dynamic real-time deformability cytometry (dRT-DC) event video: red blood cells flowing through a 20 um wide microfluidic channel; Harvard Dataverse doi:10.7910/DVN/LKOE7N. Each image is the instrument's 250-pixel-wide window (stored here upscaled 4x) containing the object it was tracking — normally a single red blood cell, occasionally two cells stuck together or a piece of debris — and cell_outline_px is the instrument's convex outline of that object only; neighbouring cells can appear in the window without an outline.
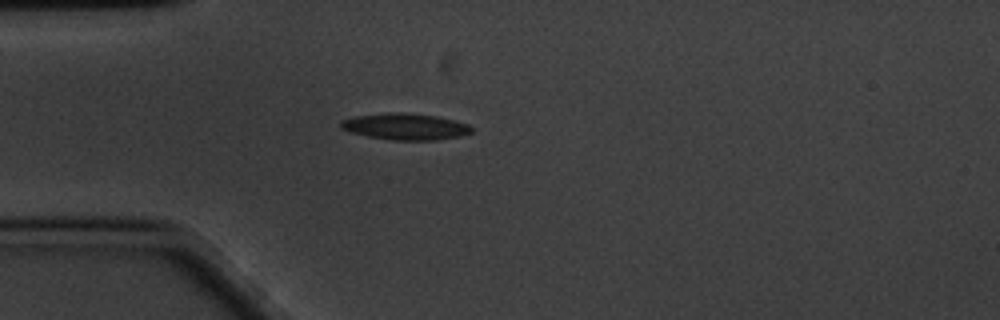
{"species": "common noctule bat (a hibernating species)", "species_latin": "Nyctalus noctula", "temperature_condition": "cold", "stored_images_in_passage": 44, "camera_frame_rate_fps": 3000, "um_per_image_px": 0.085, "animal": {"sex": "male", "body_mass_g": 20.1, "forearm_length_mm": 53.5}, "frame": {"image": 1, "passage_image": 1, "time_ms": 0.0, "image_size_px": [1000, 320], "cell_outline_px": [[472, 132], [460, 136], [436, 140], [392, 140], [368, 136], [348, 132], [340, 128], [340, 120], [356, 116], [388, 112], [404, 112], [436, 116], [456, 120], [468, 124], [472, 128]], "centroid_in_image_um": [34.43, 10.75], "position_along_channel_um": 50.6, "area_um2": 20.29}}
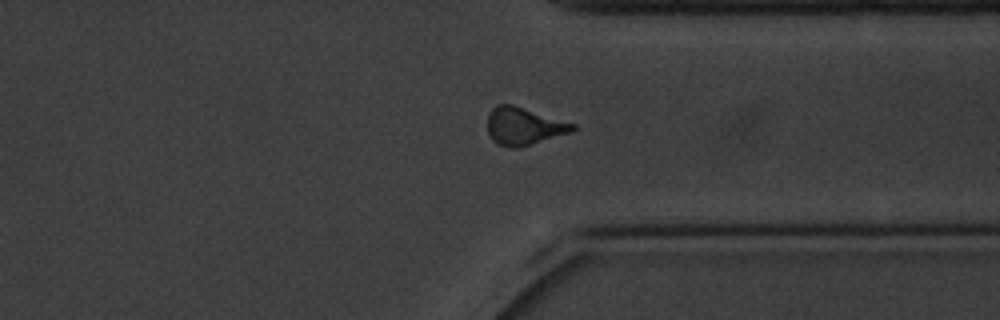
{"frame": {"image": 2, "passage_image": 30, "time_ms": 9.667, "image_size_px": [1000, 320], "cell_outline_px": [[576, 128], [572, 132], [520, 148], [508, 148], [496, 144], [492, 140], [488, 132], [488, 112], [496, 104], [512, 104], [576, 124]], "centroid_in_image_um": [44.51, 10.74], "position_along_channel_um": 366.9, "area_um2": 18.9}}
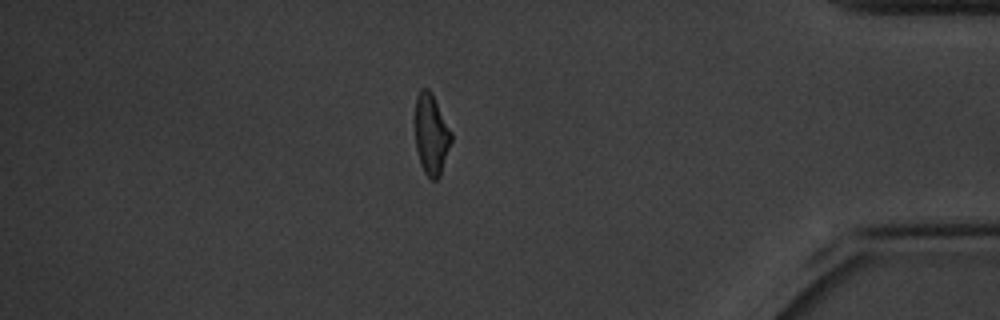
{"frame": {"image": 3, "passage_image": 36, "time_ms": 11.667, "image_size_px": [1000, 320], "cell_outline_px": [[452, 140], [440, 176], [436, 180], [432, 180], [424, 172], [420, 164], [416, 148], [416, 96], [420, 88], [428, 88], [432, 92], [452, 132]], "centroid_in_image_um": [36.67, 11.41], "position_along_channel_um": 398.5, "area_um2": 17.05}, "authors_computed_cell_mechanics": {"area_um2": 18.0336, "velocity_mm_per_s": 3.372, "shape_relaxation_time_tau1_ms": 3.921, "shape_relaxation_time_tau2_ms": 4.3116, "deformation_change_tau1": 0.1298, "deformation_change_tau2": 0.1204}}